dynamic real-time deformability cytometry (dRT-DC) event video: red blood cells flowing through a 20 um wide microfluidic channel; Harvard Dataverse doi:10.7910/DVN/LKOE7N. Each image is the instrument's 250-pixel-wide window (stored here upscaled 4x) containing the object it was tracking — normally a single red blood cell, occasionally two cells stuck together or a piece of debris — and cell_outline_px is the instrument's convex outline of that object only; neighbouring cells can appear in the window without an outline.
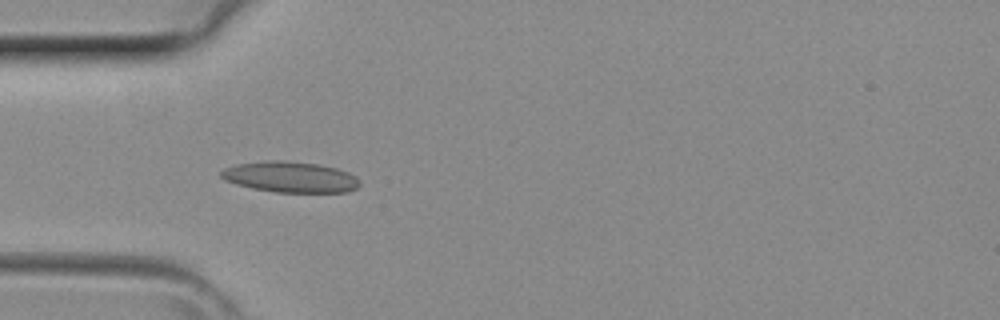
{"species": "common noctule bat (a hibernating species)", "species_latin": "Nyctalus noctula", "temperature_condition": "room temperature", "stored_images_in_passage": 30, "camera_frame_rate_fps": 3000, "um_per_image_px": 0.085, "animal": {"sex": "female", "body_mass_g": 29.2, "forearm_length_mm": 56.3}, "frame": {"image": 1, "passage_image": 3, "time_ms": 0.667, "image_size_px": [1000, 320], "cell_outline_px": [[360, 184], [356, 188], [348, 192], [276, 192], [252, 188], [236, 184], [224, 180], [220, 176], [220, 172], [224, 168], [236, 164], [264, 160], [284, 160], [320, 164], [336, 168], [348, 172], [356, 176], [360, 180]], "centroid_in_image_um": [24.67, 15.03], "position_along_channel_um": 60.3, "area_um2": 25.14}}
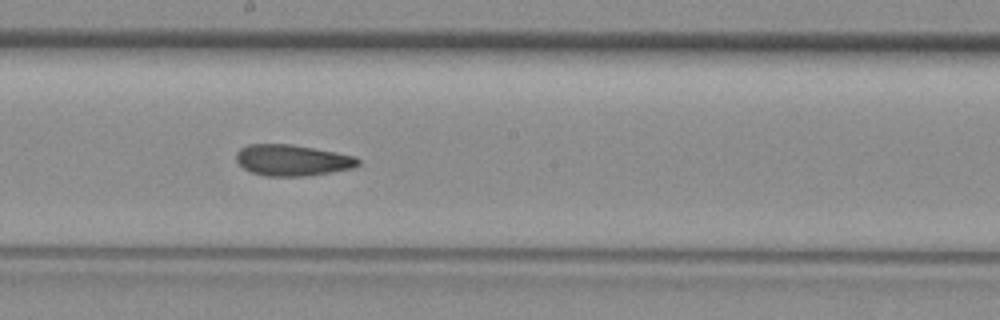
{"frame": {"image": 2, "passage_image": 13, "time_ms": 4.0, "image_size_px": [1000, 320], "cell_outline_px": [[360, 164], [352, 168], [332, 172], [304, 176], [268, 176], [252, 172], [244, 168], [236, 160], [236, 152], [240, 148], [248, 144], [292, 144], [336, 152], [356, 156], [360, 160]], "centroid_in_image_um": [24.86, 13.61], "position_along_channel_um": 223.3, "area_um2": 22.14}}
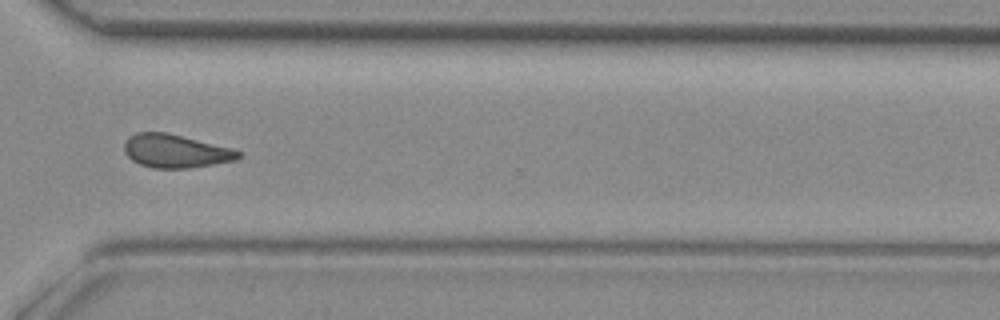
{"frame": {"image": 3, "passage_image": 21, "time_ms": 6.667, "image_size_px": [1000, 320], "cell_outline_px": [[240, 156], [236, 160], [188, 168], [152, 168], [140, 164], [132, 160], [124, 152], [124, 140], [128, 136], [136, 132], [164, 132], [232, 148], [240, 152]], "centroid_in_image_um": [14.87, 12.84], "position_along_channel_um": 355.7, "area_um2": 22.02}}